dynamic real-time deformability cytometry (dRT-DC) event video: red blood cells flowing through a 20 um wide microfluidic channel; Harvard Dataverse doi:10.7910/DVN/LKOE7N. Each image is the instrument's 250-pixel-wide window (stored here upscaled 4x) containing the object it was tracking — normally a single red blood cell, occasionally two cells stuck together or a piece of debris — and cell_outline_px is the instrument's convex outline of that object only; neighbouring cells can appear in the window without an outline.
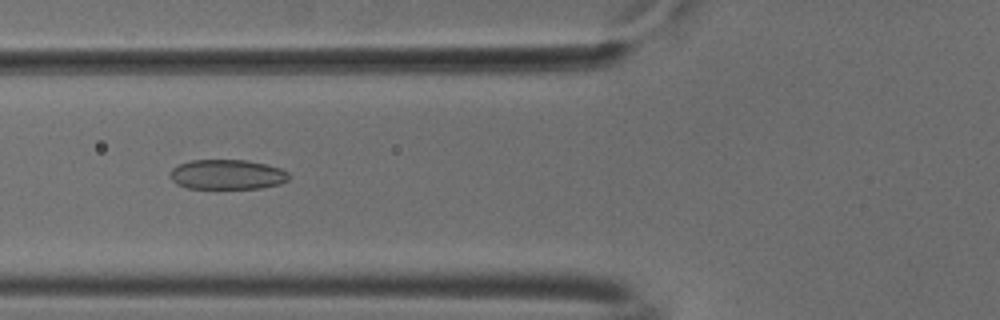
{"species": "common noctule bat (a hibernating species)", "species_latin": "Nyctalus noctula", "temperature_condition": "cold", "stored_images_in_passage": 54, "camera_frame_rate_fps": 3000, "um_per_image_px": 0.085, "animal": {"sex": "male", "body_mass_g": 18.8}, "frame": {"image": 1, "passage_image": 21, "time_ms": 6.667, "image_size_px": [1000, 320], "cell_outline_px": [[288, 180], [280, 184], [260, 188], [188, 188], [176, 184], [172, 180], [172, 168], [180, 164], [192, 160], [248, 160], [280, 168], [288, 172]], "centroid_in_image_um": [19.33, 14.83], "position_along_channel_um": 106.5, "area_um2": 20.46}}
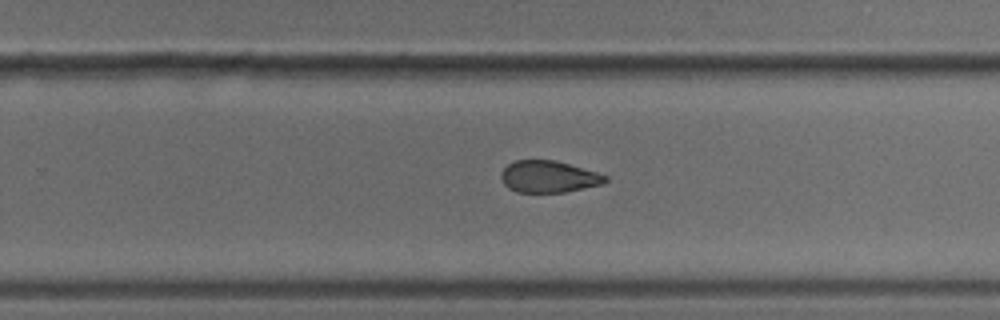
{"frame": {"image": 2, "passage_image": 35, "time_ms": 11.333, "image_size_px": [1000, 320], "cell_outline_px": [[608, 180], [604, 184], [564, 192], [516, 192], [508, 188], [504, 184], [500, 176], [500, 172], [508, 164], [516, 160], [552, 160], [568, 164], [596, 172], [608, 176]], "centroid_in_image_um": [46.62, 15.02], "position_along_channel_um": 283.2, "area_um2": 19.25}}
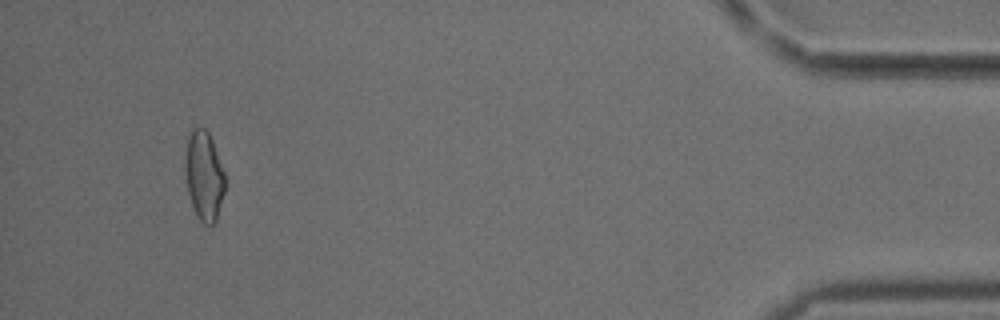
{"frame": {"image": 3, "passage_image": 51, "time_ms": 16.667, "image_size_px": [1000, 320], "cell_outline_px": [[224, 192], [216, 220], [212, 224], [204, 224], [196, 216], [188, 192], [184, 176], [184, 160], [188, 136], [192, 128], [204, 128], [208, 132], [212, 140], [224, 172]], "centroid_in_image_um": [17.31, 14.93], "position_along_channel_um": 417.9, "area_um2": 20.69}, "authors_computed_cell_mechanics": {"area_um2": 20.8947, "velocity_mm_per_s": 3.7786, "shape_relaxation_time_tau1_ms": 10.6385, "shape_relaxation_time_tau2_ms": 2.4391, "deformation_change_tau1": 0.1679, "deformation_change_tau2": 0.0916}}